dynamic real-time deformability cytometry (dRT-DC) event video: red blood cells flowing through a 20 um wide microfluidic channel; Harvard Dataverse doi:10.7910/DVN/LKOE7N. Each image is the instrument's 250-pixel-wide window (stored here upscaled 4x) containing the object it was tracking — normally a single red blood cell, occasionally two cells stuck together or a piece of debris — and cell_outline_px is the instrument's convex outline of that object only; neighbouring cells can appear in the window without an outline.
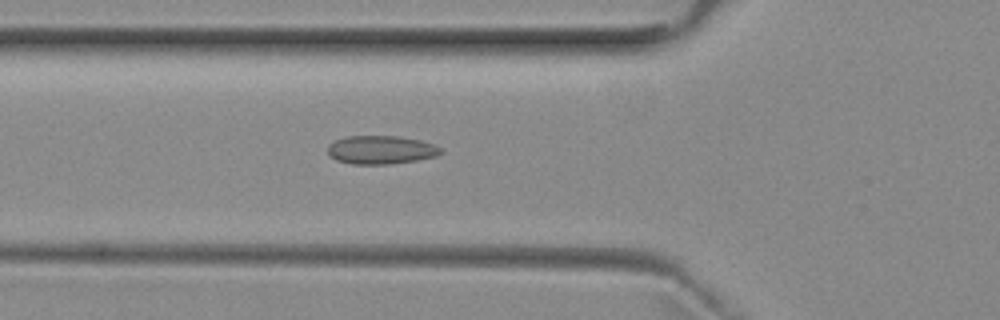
{"species": "common noctule bat (a hibernating species)", "species_latin": "Nyctalus noctula", "temperature_condition": "room temperature", "stored_images_in_passage": 45, "camera_frame_rate_fps": 3000, "um_per_image_px": 0.085, "animal": {"sex": "female", "body_mass_g": 29.2, "forearm_length_mm": 56.3}, "frame": {"image": 1, "passage_image": 11, "time_ms": 3.333, "image_size_px": [1000, 320], "cell_outline_px": [[444, 152], [436, 156], [416, 160], [388, 164], [352, 164], [336, 160], [328, 156], [328, 144], [336, 140], [348, 136], [396, 136], [420, 140], [432, 144], [440, 148]], "centroid_in_image_um": [32.35, 12.74], "position_along_channel_um": 93.5, "area_um2": 18.67}}
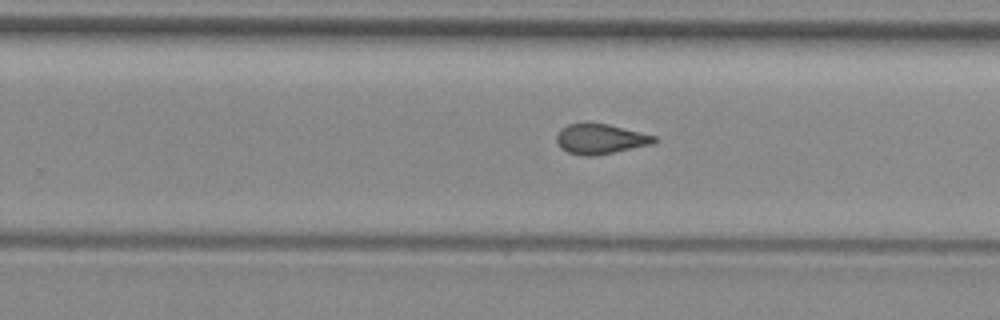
{"frame": {"image": 2, "passage_image": 25, "time_ms": 8.0, "image_size_px": [1000, 320], "cell_outline_px": [[656, 140], [652, 144], [596, 156], [584, 156], [568, 152], [560, 148], [556, 140], [556, 136], [560, 128], [568, 124], [608, 124], [656, 136]], "centroid_in_image_um": [51.0, 11.83], "position_along_channel_um": 278.8, "area_um2": 16.94}}
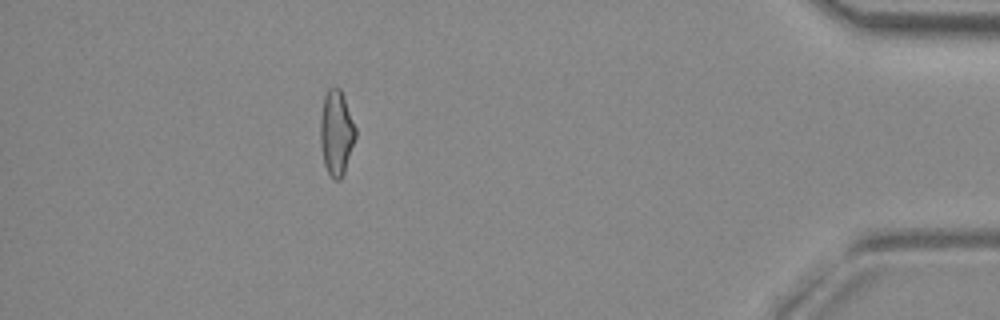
{"frame": {"image": 3, "passage_image": 39, "time_ms": 12.667, "image_size_px": [1000, 320], "cell_outline_px": [[356, 136], [344, 172], [340, 180], [336, 180], [328, 172], [324, 164], [320, 144], [320, 116], [324, 96], [328, 88], [340, 88], [356, 128]], "centroid_in_image_um": [28.57, 11.27], "position_along_channel_um": 406.6, "area_um2": 17.28}, "authors_computed_cell_mechanics": {"area_um2": 17.5134, "velocity_mm_per_s": 3.9667, "shape_relaxation_time_tau1_ms": null, "shape_relaxation_time_tau2_ms": 1.8193, "deformation_change_tau1": null, "deformation_change_tau2": 0.0689}}